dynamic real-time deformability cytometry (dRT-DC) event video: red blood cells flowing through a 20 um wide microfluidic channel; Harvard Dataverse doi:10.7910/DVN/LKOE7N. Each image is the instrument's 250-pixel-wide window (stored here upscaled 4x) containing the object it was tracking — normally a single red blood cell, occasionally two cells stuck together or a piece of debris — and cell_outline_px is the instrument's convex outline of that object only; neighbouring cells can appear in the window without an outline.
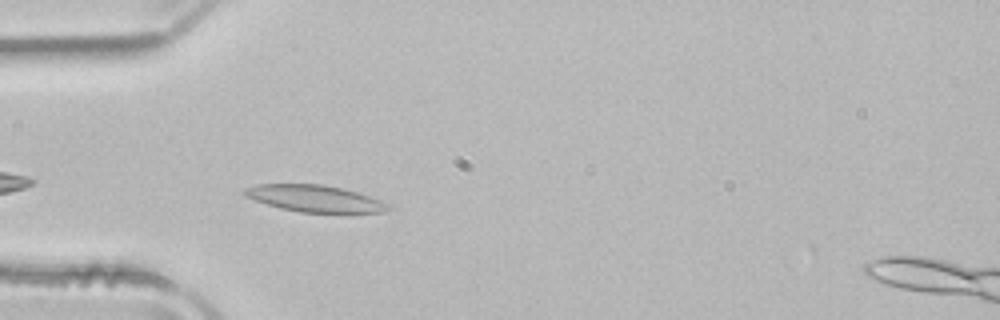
{"species": "common noctule bat (a hibernating species)", "species_latin": "Nyctalus noctula", "temperature_condition": "room temperature", "stored_images_in_passage": 30, "camera_frame_rate_fps": 3000, "um_per_image_px": 0.085, "animal": {"sex": "male", "body_mass_g": 21.5, "forearm_length_mm": 52.0}, "frame": {"image": 1, "passage_image": 3, "time_ms": 0.667, "image_size_px": [1000, 320], "cell_outline_px": [[392, 208], [384, 212], [344, 216], [300, 212], [280, 208], [244, 196], [244, 188], [256, 184], [324, 184], [344, 188], [380, 200], [388, 204]], "centroid_in_image_um": [26.86, 16.93], "position_along_channel_um": 58.1, "area_um2": 23.41}}
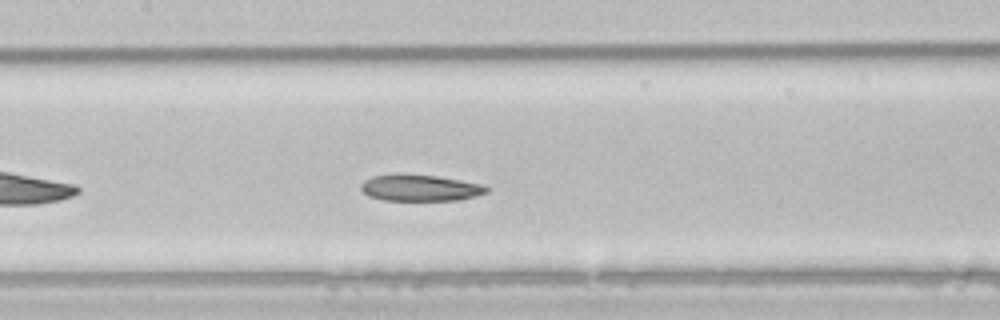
{"frame": {"image": 2, "passage_image": 12, "time_ms": 3.667, "image_size_px": [1000, 320], "cell_outline_px": [[492, 188], [488, 192], [476, 196], [456, 200], [384, 200], [368, 196], [360, 188], [360, 184], [364, 180], [372, 176], [392, 172], [400, 172], [436, 176], [484, 184]], "centroid_in_image_um": [35.69, 15.94], "position_along_channel_um": 171.7, "area_um2": 19.88}}
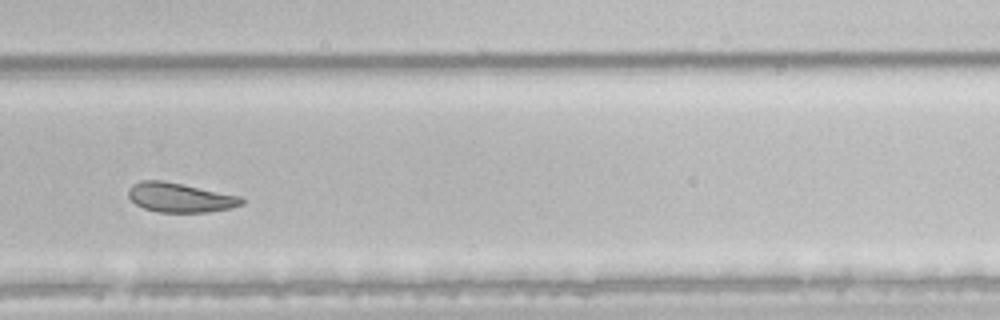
{"frame": {"image": 3, "passage_image": 23, "time_ms": 7.333, "image_size_px": [1000, 320], "cell_outline_px": [[244, 204], [228, 208], [208, 212], [156, 212], [144, 208], [136, 204], [128, 196], [128, 188], [132, 184], [140, 180], [160, 180], [240, 196], [244, 200]], "centroid_in_image_um": [15.26, 16.79], "position_along_channel_um": 314.5, "area_um2": 19.19}, "authors_computed_cell_mechanics": {"area_um2": 19.8832, "velocity_mm_per_s": 3.914, "shape_relaxation_time_tau1_ms": 4.1928, "shape_relaxation_time_tau2_ms": 3.6649, "deformation_change_tau1": 0.1155, "deformation_change_tau2": 0.1037}}